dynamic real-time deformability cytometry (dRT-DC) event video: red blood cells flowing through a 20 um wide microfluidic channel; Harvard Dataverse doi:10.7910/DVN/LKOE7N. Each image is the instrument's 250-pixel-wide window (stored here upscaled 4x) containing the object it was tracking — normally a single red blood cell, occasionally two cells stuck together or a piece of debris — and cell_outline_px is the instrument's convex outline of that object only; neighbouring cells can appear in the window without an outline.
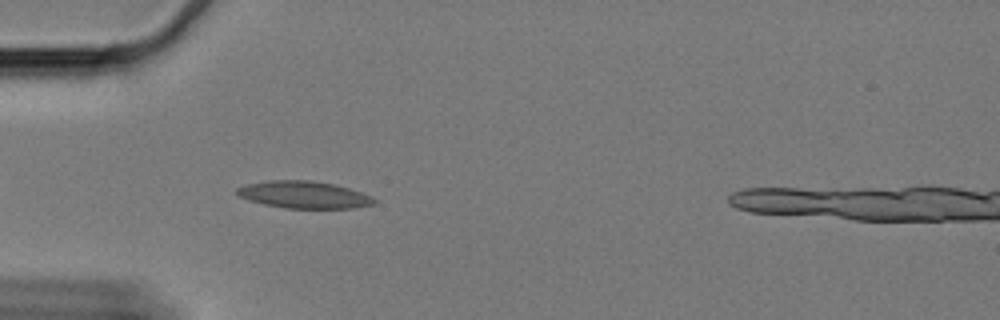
{"species": "Egyptian fruit bat (a non-hibernating species)", "species_latin": "Rousettus aegyptiacus", "temperature_condition": "cold", "stored_images_in_passage": 17, "camera_frame_rate_fps": 3000, "um_per_image_px": 0.085, "animal": {"sex": "female"}, "frame": {"image": 1, "passage_image": 1, "time_ms": 0.0, "image_size_px": [1000, 320], "cell_outline_px": [[376, 200], [372, 204], [352, 208], [288, 208], [264, 204], [248, 200], [240, 196], [236, 192], [236, 188], [248, 184], [268, 180], [312, 180], [332, 184], [348, 188], [372, 196]], "centroid_in_image_um": [25.81, 16.54], "position_along_channel_um": 59.2, "area_um2": 21.44}}
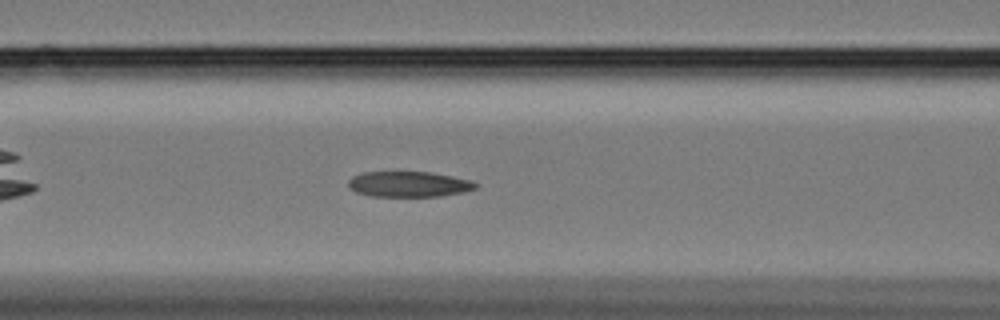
{"frame": {"image": 2, "passage_image": 8, "time_ms": 2.333, "image_size_px": [1000, 320], "cell_outline_px": [[480, 184], [476, 188], [464, 192], [440, 196], [372, 196], [356, 192], [348, 188], [348, 180], [352, 176], [360, 172], [428, 172], [452, 176], [468, 180]], "centroid_in_image_um": [34.71, 15.65], "position_along_channel_um": 131.9, "area_um2": 18.96}}
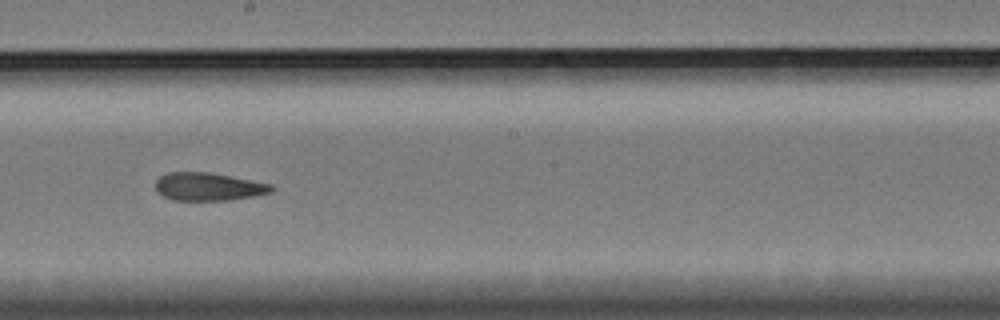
{"frame": {"image": 3, "passage_image": 17, "time_ms": 5.333, "image_size_px": [1000, 320], "cell_outline_px": [[276, 188], [272, 192], [252, 196], [228, 200], [172, 200], [164, 196], [156, 188], [156, 180], [160, 176], [168, 172], [212, 172], [272, 184]], "centroid_in_image_um": [17.75, 15.85], "position_along_channel_um": 230.5, "area_um2": 18.9}}